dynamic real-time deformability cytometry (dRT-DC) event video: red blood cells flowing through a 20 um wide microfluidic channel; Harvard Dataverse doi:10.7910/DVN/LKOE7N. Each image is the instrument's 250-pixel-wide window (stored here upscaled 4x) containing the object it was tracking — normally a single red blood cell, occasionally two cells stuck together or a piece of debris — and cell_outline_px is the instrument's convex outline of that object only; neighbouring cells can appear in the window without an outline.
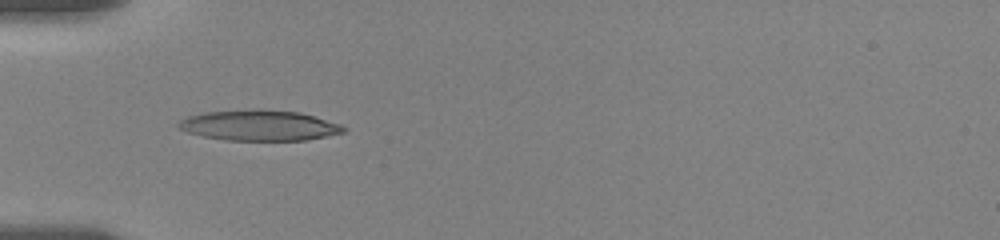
{"species": "human", "species_latin": "Homo sapiens", "temperature_condition": "room temperature", "stored_images_in_passage": 27, "camera_frame_rate_fps": 3000, "um_per_image_px": 0.085, "donor": {"sex": "female"}, "frame": {"image": 1, "passage_image": 26, "time_ms": 6.0, "image_size_px": [1000, 240], "cell_outline_px": [[348, 128], [344, 132], [328, 136], [308, 140], [224, 140], [204, 136], [188, 132], [180, 128], [176, 124], [180, 120], [188, 116], [204, 112], [252, 108], [260, 108], [300, 112], [340, 124]], "centroid_in_image_um": [22.05, 10.64], "position_along_channel_um": 63.0, "area_um2": 29.65}}